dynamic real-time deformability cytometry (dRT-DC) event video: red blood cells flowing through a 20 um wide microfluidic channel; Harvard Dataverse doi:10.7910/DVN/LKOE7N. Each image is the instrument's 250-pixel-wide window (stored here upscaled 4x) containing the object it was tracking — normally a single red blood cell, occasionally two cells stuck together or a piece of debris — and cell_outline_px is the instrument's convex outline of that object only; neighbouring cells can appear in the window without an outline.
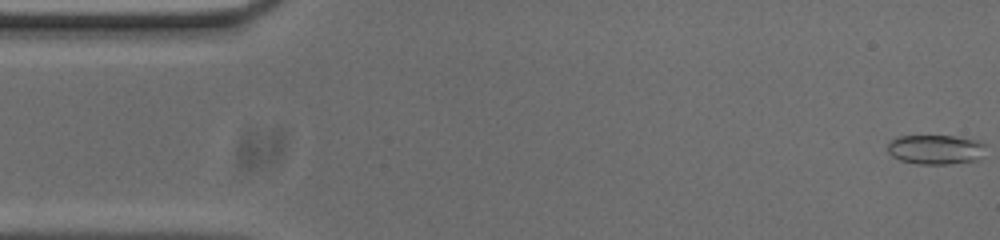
{"species": "common noctule bat (a hibernating species)", "species_latin": "Nyctalus noctula", "temperature_condition": "cold", "stored_images_in_passage": 7, "camera_frame_rate_fps": 3000, "um_per_image_px": 0.085, "animal": {"sex": "male", "body_mass_g": 20.0, "forearm_length_mm": 53.3}, "frame": {"image": 1, "passage_image": 1, "time_ms": 0.0, "image_size_px": [1000, 240], "cell_outline_px": [[984, 144], [976, 160], [948, 164], [916, 164], [900, 160], [892, 156], [888, 152], [888, 144], [892, 140], [900, 136], [952, 136], [976, 140]], "centroid_in_image_um": [79.44, 12.71], "position_along_channel_um": 5.6, "area_um2": 16.47}}